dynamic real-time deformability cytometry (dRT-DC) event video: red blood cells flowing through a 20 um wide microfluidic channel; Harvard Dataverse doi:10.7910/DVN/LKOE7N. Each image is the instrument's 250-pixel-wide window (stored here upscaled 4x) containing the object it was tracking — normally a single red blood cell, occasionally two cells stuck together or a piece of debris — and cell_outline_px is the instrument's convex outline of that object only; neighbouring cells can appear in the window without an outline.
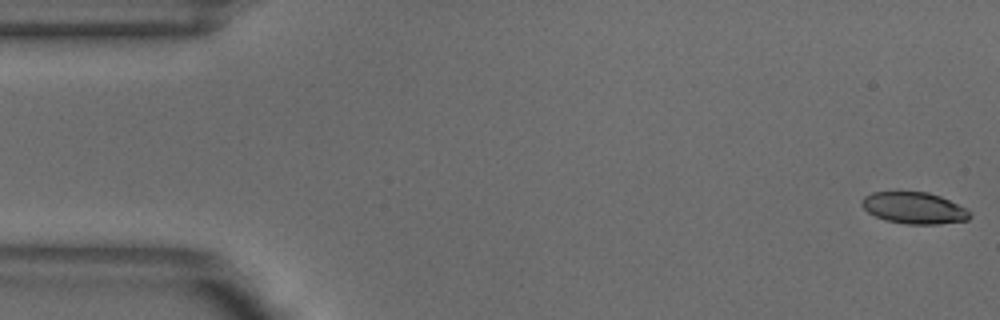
{"species": "common noctule bat (a hibernating species)", "species_latin": "Nyctalus noctula", "temperature_condition": "warm", "stored_images_in_passage": 51, "camera_frame_rate_fps": 3000, "um_per_image_px": 0.085, "animal": {"sex": "male", "body_mass_g": 18.8}, "frame": {"image": 1, "passage_image": 1, "time_ms": 0.0, "image_size_px": [1000, 320], "cell_outline_px": [[972, 216], [968, 220], [940, 224], [908, 224], [884, 220], [868, 212], [860, 204], [860, 200], [864, 196], [872, 192], [928, 192], [940, 196], [968, 208], [972, 212]], "centroid_in_image_um": [77.73, 17.68], "position_along_channel_um": 7.3, "area_um2": 20.11}}
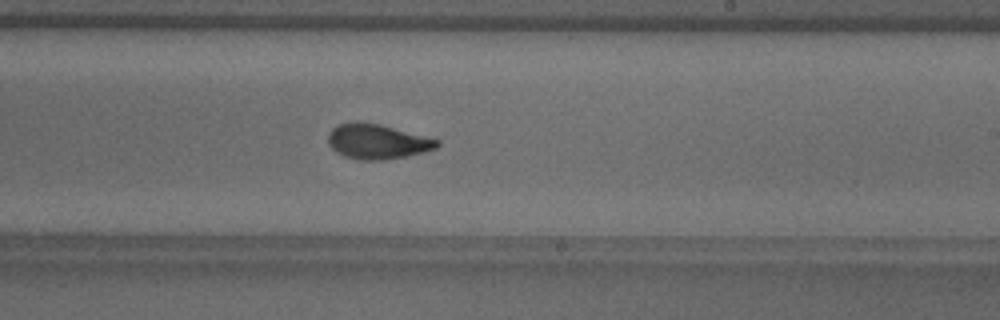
{"frame": {"image": 2, "passage_image": 30, "time_ms": 9.667, "image_size_px": [1000, 320], "cell_outline_px": [[440, 144], [436, 148], [424, 152], [384, 160], [360, 160], [344, 156], [336, 152], [328, 144], [328, 132], [332, 128], [340, 124], [356, 120], [380, 124], [440, 140]], "centroid_in_image_um": [32.04, 12.02], "position_along_channel_um": 257.0, "area_um2": 22.25}}
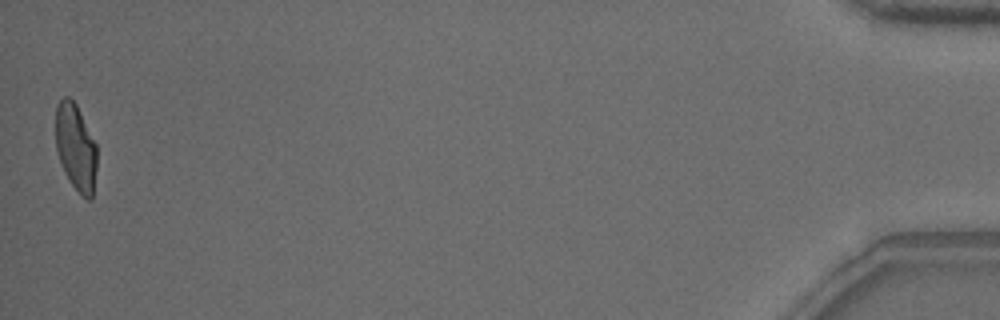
{"frame": {"image": 3, "passage_image": 51, "time_ms": 16.667, "image_size_px": [1000, 320], "cell_outline_px": [[96, 168], [92, 200], [88, 200], [72, 184], [64, 172], [56, 152], [56, 104], [64, 96], [68, 96], [76, 104], [96, 144]], "centroid_in_image_um": [6.42, 12.5], "position_along_channel_um": 428.8, "area_um2": 20.69}, "authors_computed_cell_mechanics": {"area_um2": 21.8484, "velocity_mm_per_s": 3.8721, "shape_relaxation_time_tau1_ms": 5.6694, "shape_relaxation_time_tau2_ms": 1.2465, "deformation_change_tau1": 0.2058, "deformation_change_tau2": 0.0678}}